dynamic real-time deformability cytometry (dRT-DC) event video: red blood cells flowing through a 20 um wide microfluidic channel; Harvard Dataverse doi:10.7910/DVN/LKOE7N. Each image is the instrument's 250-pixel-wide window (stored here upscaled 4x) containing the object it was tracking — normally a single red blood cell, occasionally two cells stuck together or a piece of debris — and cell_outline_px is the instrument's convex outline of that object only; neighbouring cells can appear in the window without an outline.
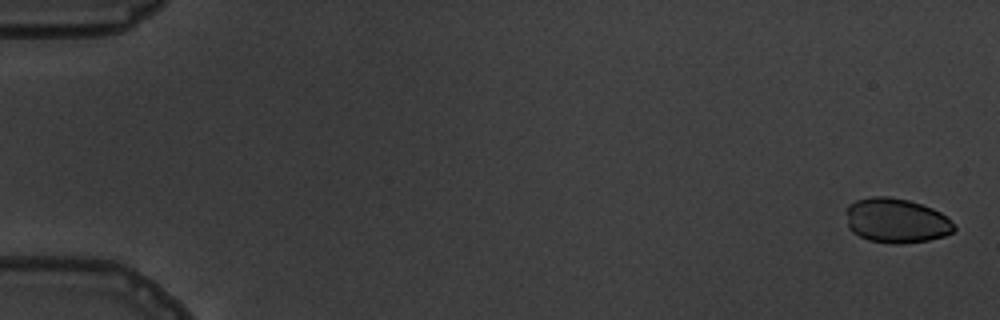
{"species": "common noctule bat (a hibernating species)", "species_latin": "Nyctalus noctula", "temperature_condition": "warm", "stored_images_in_passage": 5, "camera_frame_rate_fps": 3000, "um_per_image_px": 0.085, "animal": {"sex": "male", "body_mass_g": 19.5, "forearm_length_mm": 54.6}, "frame": {"image": 1, "passage_image": 1, "time_ms": 0.0, "image_size_px": [1000, 320], "cell_outline_px": [[956, 228], [952, 232], [944, 236], [928, 240], [900, 244], [892, 244], [868, 240], [852, 232], [848, 228], [848, 204], [856, 200], [872, 196], [888, 196], [908, 200], [932, 208], [940, 212]], "centroid_in_image_um": [76.16, 18.75], "position_along_channel_um": 8.8, "area_um2": 27.86}}